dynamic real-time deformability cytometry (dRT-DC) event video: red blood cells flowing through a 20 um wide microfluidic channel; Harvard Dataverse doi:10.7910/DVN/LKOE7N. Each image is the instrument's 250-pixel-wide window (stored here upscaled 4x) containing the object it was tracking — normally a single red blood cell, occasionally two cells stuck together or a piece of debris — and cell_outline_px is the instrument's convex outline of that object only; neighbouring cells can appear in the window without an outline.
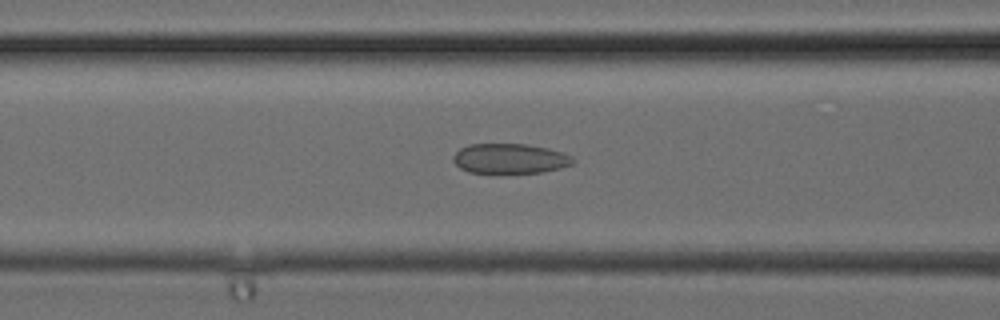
{"species": "common noctule bat (a hibernating species)", "species_latin": "Nyctalus noctula", "temperature_condition": "cold", "stored_images_in_passage": 28, "camera_frame_rate_fps": 3000, "um_per_image_px": 0.085, "animal": {"sex": "female", "body_mass_g": 24.6, "forearm_length_mm": 56.2}, "frame": {"image": 1, "passage_image": 9, "time_ms": 2.667, "image_size_px": [1000, 320], "cell_outline_px": [[576, 160], [572, 164], [560, 168], [540, 172], [468, 172], [460, 168], [452, 160], [452, 156], [460, 148], [468, 144], [528, 144], [548, 148], [572, 156]], "centroid_in_image_um": [43.33, 13.46], "position_along_channel_um": 123.3, "area_um2": 20.75}}
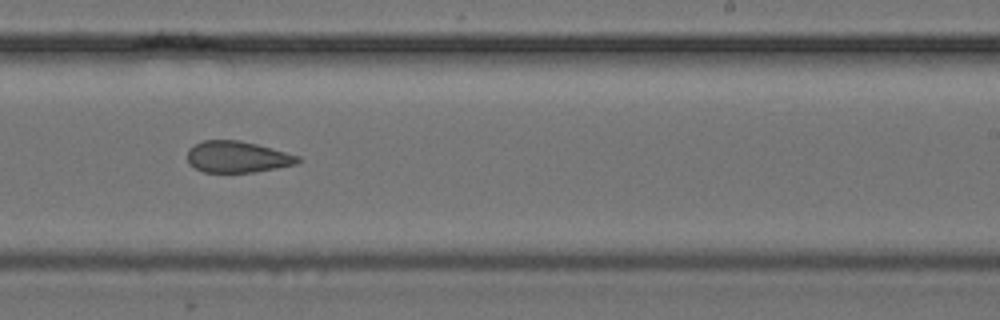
{"frame": {"image": 2, "passage_image": 16, "time_ms": 5.0, "image_size_px": [1000, 320], "cell_outline_px": [[304, 160], [296, 164], [276, 168], [252, 172], [204, 172], [188, 164], [188, 148], [204, 140], [240, 140], [256, 144], [300, 156]], "centroid_in_image_um": [20.19, 13.33], "position_along_channel_um": 268.8, "area_um2": 20.17}}
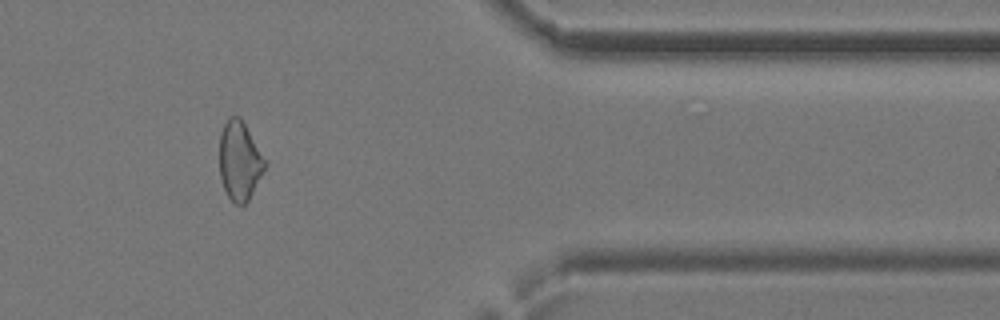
{"frame": {"image": 3, "passage_image": 23, "time_ms": 7.333, "image_size_px": [1000, 320], "cell_outline_px": [[268, 164], [248, 200], [244, 204], [236, 204], [228, 196], [224, 188], [220, 176], [220, 132], [228, 116], [240, 116]], "centroid_in_image_um": [20.37, 13.64], "position_along_channel_um": 391.0, "area_um2": 20.75}}